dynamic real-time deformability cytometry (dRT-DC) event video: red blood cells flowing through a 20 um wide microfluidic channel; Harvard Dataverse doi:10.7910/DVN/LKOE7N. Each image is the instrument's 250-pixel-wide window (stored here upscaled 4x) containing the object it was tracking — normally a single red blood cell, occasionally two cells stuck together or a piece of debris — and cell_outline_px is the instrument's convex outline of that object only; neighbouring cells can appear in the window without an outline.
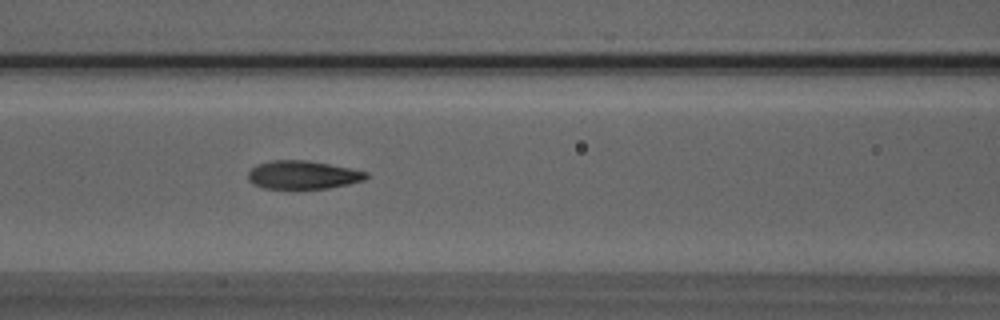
{"species": "Egyptian fruit bat (a non-hibernating species)", "species_latin": "Rousettus aegyptiacus", "temperature_condition": "room temperature", "stored_images_in_passage": 7, "camera_frame_rate_fps": 3000, "um_per_image_px": 0.085, "animal": {"sex": "male"}, "frame": {"image": 1, "passage_image": 7, "time_ms": 6.667, "image_size_px": [1000, 320], "cell_outline_px": [[368, 176], [364, 180], [348, 184], [328, 188], [264, 188], [252, 184], [248, 180], [248, 172], [256, 164], [272, 160], [304, 160], [328, 164], [368, 172]], "centroid_in_image_um": [25.7, 14.86], "position_along_channel_um": 140.9, "area_um2": 19.31}}